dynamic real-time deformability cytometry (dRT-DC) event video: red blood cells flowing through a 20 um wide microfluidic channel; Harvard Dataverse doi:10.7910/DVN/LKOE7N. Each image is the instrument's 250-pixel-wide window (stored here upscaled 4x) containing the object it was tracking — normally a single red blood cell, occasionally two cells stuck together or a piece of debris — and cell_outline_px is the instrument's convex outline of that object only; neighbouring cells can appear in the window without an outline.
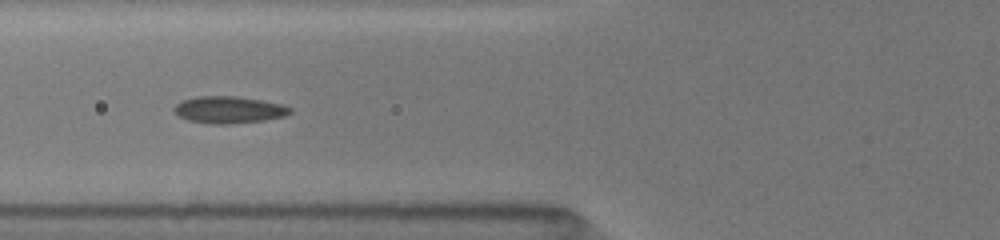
{"species": "common noctule bat (a hibernating species)", "species_latin": "Nyctalus noctula", "temperature_condition": "room temperature", "stored_images_in_passage": 12, "camera_frame_rate_fps": 3000, "um_per_image_px": 0.085, "animal": {"sex": "female", "body_mass_g": 19.5, "forearm_length_mm": 54.1}, "frame": {"image": 1, "passage_image": 4, "time_ms": 1.667, "image_size_px": [1000, 240], "cell_outline_px": [[292, 112], [280, 116], [264, 120], [228, 124], [208, 124], [188, 120], [180, 116], [176, 112], [176, 104], [184, 100], [200, 96], [232, 96], [260, 100], [280, 104], [292, 108]], "centroid_in_image_um": [19.45, 9.34], "position_along_channel_um": 106.3, "area_um2": 17.74}}
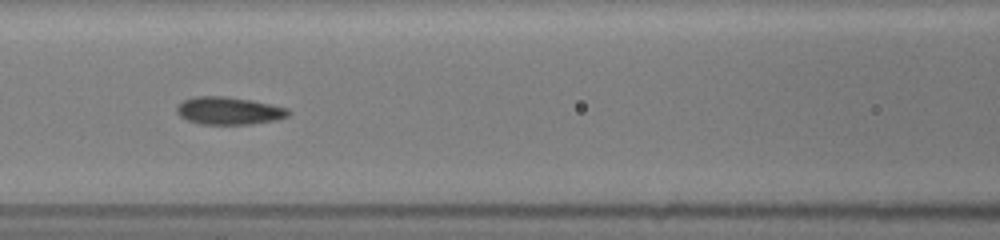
{"frame": {"image": 2, "passage_image": 6, "time_ms": 2.667, "image_size_px": [1000, 240], "cell_outline_px": [[288, 112], [284, 116], [272, 120], [248, 124], [200, 124], [188, 120], [180, 116], [176, 108], [184, 100], [196, 96], [224, 96], [248, 100], [284, 108]], "centroid_in_image_um": [19.33, 9.41], "position_along_channel_um": 147.3, "area_um2": 17.17}}